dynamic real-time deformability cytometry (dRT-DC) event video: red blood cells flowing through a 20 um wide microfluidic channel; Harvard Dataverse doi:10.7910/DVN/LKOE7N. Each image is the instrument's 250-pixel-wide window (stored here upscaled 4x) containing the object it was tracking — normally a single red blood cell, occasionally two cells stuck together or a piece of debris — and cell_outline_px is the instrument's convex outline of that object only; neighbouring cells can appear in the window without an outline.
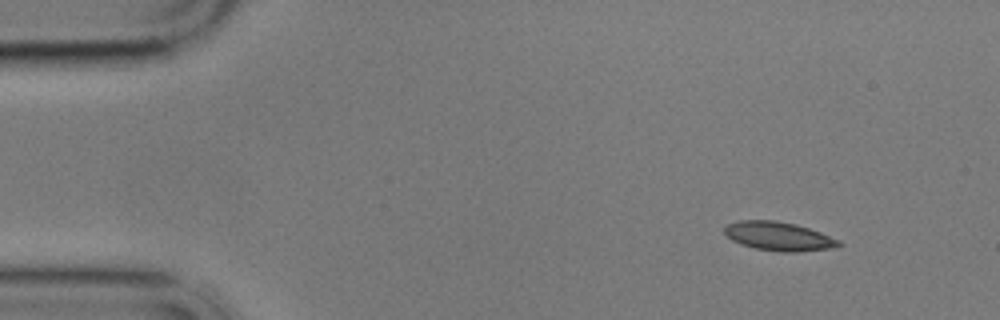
{"species": "common noctule bat (a hibernating species)", "species_latin": "Nyctalus noctula", "temperature_condition": "cold", "stored_images_in_passage": 4, "camera_frame_rate_fps": 3000, "um_per_image_px": 0.085, "animal": {"sex": "male", "body_mass_g": 17.9}, "frame": {"image": 1, "passage_image": 1, "time_ms": 0.0, "image_size_px": [1000, 320], "cell_outline_px": [[844, 244], [832, 248], [796, 252], [780, 252], [756, 248], [740, 244], [732, 240], [724, 232], [724, 228], [728, 224], [740, 220], [776, 220], [796, 224], [820, 232], [840, 240]], "centroid_in_image_um": [66.2, 20.08], "position_along_channel_um": 18.8, "area_um2": 19.19}}